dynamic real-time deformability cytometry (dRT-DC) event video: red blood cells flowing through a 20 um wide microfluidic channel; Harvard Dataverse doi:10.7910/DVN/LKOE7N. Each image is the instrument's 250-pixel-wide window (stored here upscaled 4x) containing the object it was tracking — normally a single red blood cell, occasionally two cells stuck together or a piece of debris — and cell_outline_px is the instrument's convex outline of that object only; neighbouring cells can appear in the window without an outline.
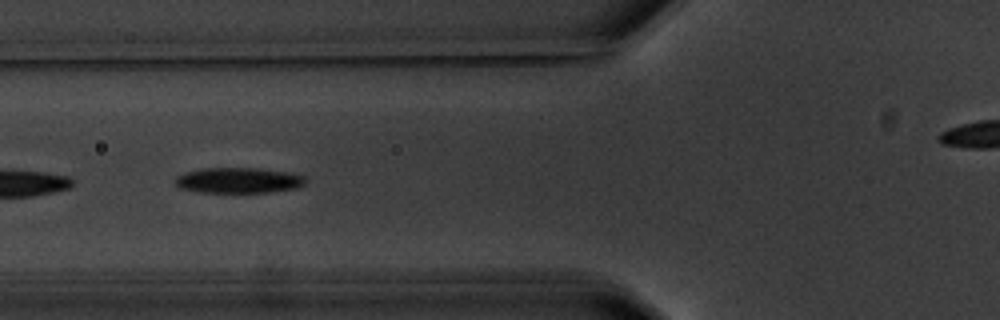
{"species": "common noctule bat (a hibernating species)", "species_latin": "Nyctalus noctula", "temperature_condition": "warm", "stored_images_in_passage": 8, "camera_frame_rate_fps": 3000, "um_per_image_px": 0.085, "animal": {"sex": "male", "body_mass_g": 20.1, "forearm_length_mm": 53.5}, "frame": {"image": 1, "passage_image": 7, "time_ms": 7.0, "image_size_px": [1000, 320], "cell_outline_px": [[308, 180], [304, 184], [296, 188], [268, 192], [200, 192], [180, 188], [176, 184], [176, 176], [184, 172], [200, 168], [260, 168], [288, 172], [304, 176]], "centroid_in_image_um": [20.28, 15.32], "position_along_channel_um": 105.5, "area_um2": 19.42}}